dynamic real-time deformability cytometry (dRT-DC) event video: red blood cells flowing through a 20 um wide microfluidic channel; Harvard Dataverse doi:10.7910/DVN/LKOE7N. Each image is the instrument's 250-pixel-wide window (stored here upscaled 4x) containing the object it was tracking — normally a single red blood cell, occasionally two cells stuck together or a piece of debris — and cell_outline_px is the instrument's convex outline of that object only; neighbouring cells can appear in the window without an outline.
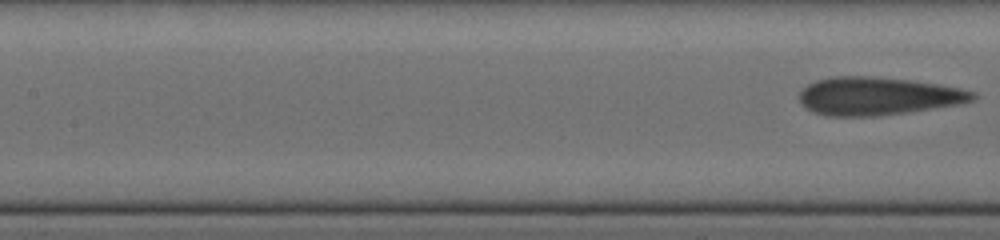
{"species": "human", "species_latin": "Homo sapiens", "temperature_condition": "cold", "stored_images_in_passage": 8, "camera_frame_rate_fps": 3000, "um_per_image_px": 0.085, "donor": {"sex": "female"}, "frame": {"image": 1, "passage_image": 8, "time_ms": 7.333, "image_size_px": [1000, 240], "cell_outline_px": [[976, 96], [972, 100], [956, 104], [904, 112], [876, 116], [824, 116], [800, 104], [800, 92], [808, 84], [816, 80], [836, 76], [868, 76], [908, 80], [936, 84], [960, 88], [976, 92]], "centroid_in_image_um": [74.57, 8.16], "position_along_channel_um": 132.8, "area_um2": 37.8}}